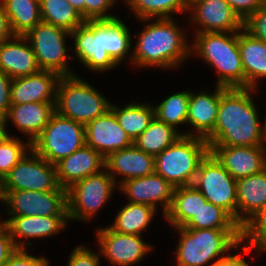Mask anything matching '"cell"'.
I'll list each match as a JSON object with an SVG mask.
<instances>
[{
	"label": "cell",
	"mask_w": 266,
	"mask_h": 266,
	"mask_svg": "<svg viewBox=\"0 0 266 266\" xmlns=\"http://www.w3.org/2000/svg\"><path fill=\"white\" fill-rule=\"evenodd\" d=\"M55 166L60 187L68 189L74 183L103 170L105 158L85 144L70 156L60 160Z\"/></svg>",
	"instance_id": "obj_22"
},
{
	"label": "cell",
	"mask_w": 266,
	"mask_h": 266,
	"mask_svg": "<svg viewBox=\"0 0 266 266\" xmlns=\"http://www.w3.org/2000/svg\"><path fill=\"white\" fill-rule=\"evenodd\" d=\"M241 245L244 254L250 253L252 248L257 252L266 251V206L241 227Z\"/></svg>",
	"instance_id": "obj_38"
},
{
	"label": "cell",
	"mask_w": 266,
	"mask_h": 266,
	"mask_svg": "<svg viewBox=\"0 0 266 266\" xmlns=\"http://www.w3.org/2000/svg\"><path fill=\"white\" fill-rule=\"evenodd\" d=\"M208 153L209 145L204 138L181 135L155 156V173L174 187L193 185L200 162Z\"/></svg>",
	"instance_id": "obj_5"
},
{
	"label": "cell",
	"mask_w": 266,
	"mask_h": 266,
	"mask_svg": "<svg viewBox=\"0 0 266 266\" xmlns=\"http://www.w3.org/2000/svg\"><path fill=\"white\" fill-rule=\"evenodd\" d=\"M156 212L152 206L127 202L109 227L115 232L142 236V232L149 226Z\"/></svg>",
	"instance_id": "obj_31"
},
{
	"label": "cell",
	"mask_w": 266,
	"mask_h": 266,
	"mask_svg": "<svg viewBox=\"0 0 266 266\" xmlns=\"http://www.w3.org/2000/svg\"><path fill=\"white\" fill-rule=\"evenodd\" d=\"M215 88L211 94L203 90L199 93L190 91L187 123L194 130L186 131L183 135L205 139L214 130L220 102V86L216 85Z\"/></svg>",
	"instance_id": "obj_24"
},
{
	"label": "cell",
	"mask_w": 266,
	"mask_h": 266,
	"mask_svg": "<svg viewBox=\"0 0 266 266\" xmlns=\"http://www.w3.org/2000/svg\"><path fill=\"white\" fill-rule=\"evenodd\" d=\"M42 22L72 32L85 23L81 14L68 0H40Z\"/></svg>",
	"instance_id": "obj_34"
},
{
	"label": "cell",
	"mask_w": 266,
	"mask_h": 266,
	"mask_svg": "<svg viewBox=\"0 0 266 266\" xmlns=\"http://www.w3.org/2000/svg\"><path fill=\"white\" fill-rule=\"evenodd\" d=\"M117 0H84V20L99 21L113 20L118 17L106 13Z\"/></svg>",
	"instance_id": "obj_40"
},
{
	"label": "cell",
	"mask_w": 266,
	"mask_h": 266,
	"mask_svg": "<svg viewBox=\"0 0 266 266\" xmlns=\"http://www.w3.org/2000/svg\"><path fill=\"white\" fill-rule=\"evenodd\" d=\"M254 91V88L220 86L215 127L205 138L209 146L266 145L264 126L260 124L259 113L252 98Z\"/></svg>",
	"instance_id": "obj_1"
},
{
	"label": "cell",
	"mask_w": 266,
	"mask_h": 266,
	"mask_svg": "<svg viewBox=\"0 0 266 266\" xmlns=\"http://www.w3.org/2000/svg\"><path fill=\"white\" fill-rule=\"evenodd\" d=\"M206 202L194 185L175 187L171 206L164 217L172 228L185 227Z\"/></svg>",
	"instance_id": "obj_28"
},
{
	"label": "cell",
	"mask_w": 266,
	"mask_h": 266,
	"mask_svg": "<svg viewBox=\"0 0 266 266\" xmlns=\"http://www.w3.org/2000/svg\"><path fill=\"white\" fill-rule=\"evenodd\" d=\"M235 180L209 152L200 162L193 185L208 202L227 211L237 222V194Z\"/></svg>",
	"instance_id": "obj_10"
},
{
	"label": "cell",
	"mask_w": 266,
	"mask_h": 266,
	"mask_svg": "<svg viewBox=\"0 0 266 266\" xmlns=\"http://www.w3.org/2000/svg\"><path fill=\"white\" fill-rule=\"evenodd\" d=\"M185 228L241 230V226L227 211L208 201Z\"/></svg>",
	"instance_id": "obj_35"
},
{
	"label": "cell",
	"mask_w": 266,
	"mask_h": 266,
	"mask_svg": "<svg viewBox=\"0 0 266 266\" xmlns=\"http://www.w3.org/2000/svg\"><path fill=\"white\" fill-rule=\"evenodd\" d=\"M5 190H4V181L3 178L0 177V201L5 205Z\"/></svg>",
	"instance_id": "obj_51"
},
{
	"label": "cell",
	"mask_w": 266,
	"mask_h": 266,
	"mask_svg": "<svg viewBox=\"0 0 266 266\" xmlns=\"http://www.w3.org/2000/svg\"><path fill=\"white\" fill-rule=\"evenodd\" d=\"M68 220V216H9L2 222L8 225L15 247L26 249L32 245L28 239L53 236L67 226ZM19 238L27 241L22 242Z\"/></svg>",
	"instance_id": "obj_20"
},
{
	"label": "cell",
	"mask_w": 266,
	"mask_h": 266,
	"mask_svg": "<svg viewBox=\"0 0 266 266\" xmlns=\"http://www.w3.org/2000/svg\"><path fill=\"white\" fill-rule=\"evenodd\" d=\"M111 103L76 74L58 82L55 111L66 118L87 124L110 110Z\"/></svg>",
	"instance_id": "obj_6"
},
{
	"label": "cell",
	"mask_w": 266,
	"mask_h": 266,
	"mask_svg": "<svg viewBox=\"0 0 266 266\" xmlns=\"http://www.w3.org/2000/svg\"><path fill=\"white\" fill-rule=\"evenodd\" d=\"M135 16L146 24L154 18H173L174 13L187 12V0H123ZM172 15V16H171Z\"/></svg>",
	"instance_id": "obj_33"
},
{
	"label": "cell",
	"mask_w": 266,
	"mask_h": 266,
	"mask_svg": "<svg viewBox=\"0 0 266 266\" xmlns=\"http://www.w3.org/2000/svg\"><path fill=\"white\" fill-rule=\"evenodd\" d=\"M118 185L106 168L67 189L68 219L87 222L110 199Z\"/></svg>",
	"instance_id": "obj_8"
},
{
	"label": "cell",
	"mask_w": 266,
	"mask_h": 266,
	"mask_svg": "<svg viewBox=\"0 0 266 266\" xmlns=\"http://www.w3.org/2000/svg\"><path fill=\"white\" fill-rule=\"evenodd\" d=\"M127 196L128 202L146 204L158 209V203L163 207V214L169 210L175 187L160 175L153 173L148 176L129 179L118 186Z\"/></svg>",
	"instance_id": "obj_18"
},
{
	"label": "cell",
	"mask_w": 266,
	"mask_h": 266,
	"mask_svg": "<svg viewBox=\"0 0 266 266\" xmlns=\"http://www.w3.org/2000/svg\"><path fill=\"white\" fill-rule=\"evenodd\" d=\"M10 230L5 222H0V266H4L11 254L16 250Z\"/></svg>",
	"instance_id": "obj_45"
},
{
	"label": "cell",
	"mask_w": 266,
	"mask_h": 266,
	"mask_svg": "<svg viewBox=\"0 0 266 266\" xmlns=\"http://www.w3.org/2000/svg\"><path fill=\"white\" fill-rule=\"evenodd\" d=\"M24 36L32 47L40 70L52 71L61 77L74 75L69 68L65 44L67 36L71 38V32L41 21Z\"/></svg>",
	"instance_id": "obj_9"
},
{
	"label": "cell",
	"mask_w": 266,
	"mask_h": 266,
	"mask_svg": "<svg viewBox=\"0 0 266 266\" xmlns=\"http://www.w3.org/2000/svg\"><path fill=\"white\" fill-rule=\"evenodd\" d=\"M84 19V0H68Z\"/></svg>",
	"instance_id": "obj_50"
},
{
	"label": "cell",
	"mask_w": 266,
	"mask_h": 266,
	"mask_svg": "<svg viewBox=\"0 0 266 266\" xmlns=\"http://www.w3.org/2000/svg\"><path fill=\"white\" fill-rule=\"evenodd\" d=\"M31 149L29 140L24 143L21 139L9 134L0 142V177L3 179L11 169L26 155Z\"/></svg>",
	"instance_id": "obj_39"
},
{
	"label": "cell",
	"mask_w": 266,
	"mask_h": 266,
	"mask_svg": "<svg viewBox=\"0 0 266 266\" xmlns=\"http://www.w3.org/2000/svg\"><path fill=\"white\" fill-rule=\"evenodd\" d=\"M174 18H154L138 34L129 60L138 67L176 69L191 55V44Z\"/></svg>",
	"instance_id": "obj_2"
},
{
	"label": "cell",
	"mask_w": 266,
	"mask_h": 266,
	"mask_svg": "<svg viewBox=\"0 0 266 266\" xmlns=\"http://www.w3.org/2000/svg\"><path fill=\"white\" fill-rule=\"evenodd\" d=\"M76 59L93 71H108L117 64L107 53V20L85 21L71 32Z\"/></svg>",
	"instance_id": "obj_12"
},
{
	"label": "cell",
	"mask_w": 266,
	"mask_h": 266,
	"mask_svg": "<svg viewBox=\"0 0 266 266\" xmlns=\"http://www.w3.org/2000/svg\"><path fill=\"white\" fill-rule=\"evenodd\" d=\"M263 126H264V130H265V133H266V117H265V121H263Z\"/></svg>",
	"instance_id": "obj_52"
},
{
	"label": "cell",
	"mask_w": 266,
	"mask_h": 266,
	"mask_svg": "<svg viewBox=\"0 0 266 266\" xmlns=\"http://www.w3.org/2000/svg\"><path fill=\"white\" fill-rule=\"evenodd\" d=\"M4 266H49L46 257H35L27 253L26 249H16Z\"/></svg>",
	"instance_id": "obj_43"
},
{
	"label": "cell",
	"mask_w": 266,
	"mask_h": 266,
	"mask_svg": "<svg viewBox=\"0 0 266 266\" xmlns=\"http://www.w3.org/2000/svg\"><path fill=\"white\" fill-rule=\"evenodd\" d=\"M229 251L225 256L221 257L213 266H249L248 262L242 258L241 254H230Z\"/></svg>",
	"instance_id": "obj_47"
},
{
	"label": "cell",
	"mask_w": 266,
	"mask_h": 266,
	"mask_svg": "<svg viewBox=\"0 0 266 266\" xmlns=\"http://www.w3.org/2000/svg\"><path fill=\"white\" fill-rule=\"evenodd\" d=\"M12 79L0 70V115L6 117L8 115L10 101V86Z\"/></svg>",
	"instance_id": "obj_46"
},
{
	"label": "cell",
	"mask_w": 266,
	"mask_h": 266,
	"mask_svg": "<svg viewBox=\"0 0 266 266\" xmlns=\"http://www.w3.org/2000/svg\"><path fill=\"white\" fill-rule=\"evenodd\" d=\"M10 216H68L67 191L5 190Z\"/></svg>",
	"instance_id": "obj_13"
},
{
	"label": "cell",
	"mask_w": 266,
	"mask_h": 266,
	"mask_svg": "<svg viewBox=\"0 0 266 266\" xmlns=\"http://www.w3.org/2000/svg\"><path fill=\"white\" fill-rule=\"evenodd\" d=\"M0 70L11 79L40 71L35 54L25 36L13 35L0 44Z\"/></svg>",
	"instance_id": "obj_23"
},
{
	"label": "cell",
	"mask_w": 266,
	"mask_h": 266,
	"mask_svg": "<svg viewBox=\"0 0 266 266\" xmlns=\"http://www.w3.org/2000/svg\"><path fill=\"white\" fill-rule=\"evenodd\" d=\"M181 135L183 134L179 130L154 117L148 128L133 141V144L145 153L156 156Z\"/></svg>",
	"instance_id": "obj_32"
},
{
	"label": "cell",
	"mask_w": 266,
	"mask_h": 266,
	"mask_svg": "<svg viewBox=\"0 0 266 266\" xmlns=\"http://www.w3.org/2000/svg\"><path fill=\"white\" fill-rule=\"evenodd\" d=\"M191 55L203 58L217 71L216 85L245 88V74L238 46V32L194 33Z\"/></svg>",
	"instance_id": "obj_3"
},
{
	"label": "cell",
	"mask_w": 266,
	"mask_h": 266,
	"mask_svg": "<svg viewBox=\"0 0 266 266\" xmlns=\"http://www.w3.org/2000/svg\"><path fill=\"white\" fill-rule=\"evenodd\" d=\"M132 35L120 18L107 20V53L119 66L131 51Z\"/></svg>",
	"instance_id": "obj_37"
},
{
	"label": "cell",
	"mask_w": 266,
	"mask_h": 266,
	"mask_svg": "<svg viewBox=\"0 0 266 266\" xmlns=\"http://www.w3.org/2000/svg\"><path fill=\"white\" fill-rule=\"evenodd\" d=\"M189 98L190 90L180 91L167 97L154 106L155 117L177 130V126L187 124Z\"/></svg>",
	"instance_id": "obj_36"
},
{
	"label": "cell",
	"mask_w": 266,
	"mask_h": 266,
	"mask_svg": "<svg viewBox=\"0 0 266 266\" xmlns=\"http://www.w3.org/2000/svg\"><path fill=\"white\" fill-rule=\"evenodd\" d=\"M105 168L119 186L129 179L155 173V156L145 153L133 144L128 148L111 153L105 159ZM116 175L124 178L117 181Z\"/></svg>",
	"instance_id": "obj_21"
},
{
	"label": "cell",
	"mask_w": 266,
	"mask_h": 266,
	"mask_svg": "<svg viewBox=\"0 0 266 266\" xmlns=\"http://www.w3.org/2000/svg\"><path fill=\"white\" fill-rule=\"evenodd\" d=\"M69 255L68 266H99L100 256L86 246H77Z\"/></svg>",
	"instance_id": "obj_42"
},
{
	"label": "cell",
	"mask_w": 266,
	"mask_h": 266,
	"mask_svg": "<svg viewBox=\"0 0 266 266\" xmlns=\"http://www.w3.org/2000/svg\"><path fill=\"white\" fill-rule=\"evenodd\" d=\"M234 12L245 22L266 0H226Z\"/></svg>",
	"instance_id": "obj_44"
},
{
	"label": "cell",
	"mask_w": 266,
	"mask_h": 266,
	"mask_svg": "<svg viewBox=\"0 0 266 266\" xmlns=\"http://www.w3.org/2000/svg\"><path fill=\"white\" fill-rule=\"evenodd\" d=\"M85 141L105 159L111 153L133 145L111 109L85 124Z\"/></svg>",
	"instance_id": "obj_17"
},
{
	"label": "cell",
	"mask_w": 266,
	"mask_h": 266,
	"mask_svg": "<svg viewBox=\"0 0 266 266\" xmlns=\"http://www.w3.org/2000/svg\"><path fill=\"white\" fill-rule=\"evenodd\" d=\"M237 223L242 227L266 206V169L237 180Z\"/></svg>",
	"instance_id": "obj_26"
},
{
	"label": "cell",
	"mask_w": 266,
	"mask_h": 266,
	"mask_svg": "<svg viewBox=\"0 0 266 266\" xmlns=\"http://www.w3.org/2000/svg\"><path fill=\"white\" fill-rule=\"evenodd\" d=\"M209 152L235 180L266 169V146H209Z\"/></svg>",
	"instance_id": "obj_16"
},
{
	"label": "cell",
	"mask_w": 266,
	"mask_h": 266,
	"mask_svg": "<svg viewBox=\"0 0 266 266\" xmlns=\"http://www.w3.org/2000/svg\"><path fill=\"white\" fill-rule=\"evenodd\" d=\"M244 29L266 43V1L244 22Z\"/></svg>",
	"instance_id": "obj_41"
},
{
	"label": "cell",
	"mask_w": 266,
	"mask_h": 266,
	"mask_svg": "<svg viewBox=\"0 0 266 266\" xmlns=\"http://www.w3.org/2000/svg\"><path fill=\"white\" fill-rule=\"evenodd\" d=\"M7 124L6 118L0 115V142L9 134Z\"/></svg>",
	"instance_id": "obj_49"
},
{
	"label": "cell",
	"mask_w": 266,
	"mask_h": 266,
	"mask_svg": "<svg viewBox=\"0 0 266 266\" xmlns=\"http://www.w3.org/2000/svg\"><path fill=\"white\" fill-rule=\"evenodd\" d=\"M175 229L180 234L175 254L177 266H207L210 263L208 266H213L230 250L241 248V230Z\"/></svg>",
	"instance_id": "obj_4"
},
{
	"label": "cell",
	"mask_w": 266,
	"mask_h": 266,
	"mask_svg": "<svg viewBox=\"0 0 266 266\" xmlns=\"http://www.w3.org/2000/svg\"><path fill=\"white\" fill-rule=\"evenodd\" d=\"M13 35H26L42 21L40 0H0Z\"/></svg>",
	"instance_id": "obj_29"
},
{
	"label": "cell",
	"mask_w": 266,
	"mask_h": 266,
	"mask_svg": "<svg viewBox=\"0 0 266 266\" xmlns=\"http://www.w3.org/2000/svg\"><path fill=\"white\" fill-rule=\"evenodd\" d=\"M110 109L114 112L121 128L132 141L141 135L155 117V108L149 103H127L124 108L111 103Z\"/></svg>",
	"instance_id": "obj_30"
},
{
	"label": "cell",
	"mask_w": 266,
	"mask_h": 266,
	"mask_svg": "<svg viewBox=\"0 0 266 266\" xmlns=\"http://www.w3.org/2000/svg\"><path fill=\"white\" fill-rule=\"evenodd\" d=\"M85 144V125L55 111L48 124L31 143V148L55 165Z\"/></svg>",
	"instance_id": "obj_7"
},
{
	"label": "cell",
	"mask_w": 266,
	"mask_h": 266,
	"mask_svg": "<svg viewBox=\"0 0 266 266\" xmlns=\"http://www.w3.org/2000/svg\"><path fill=\"white\" fill-rule=\"evenodd\" d=\"M56 102H32L24 104H11L6 122L12 121L13 125L31 143L48 124L51 115L55 112Z\"/></svg>",
	"instance_id": "obj_25"
},
{
	"label": "cell",
	"mask_w": 266,
	"mask_h": 266,
	"mask_svg": "<svg viewBox=\"0 0 266 266\" xmlns=\"http://www.w3.org/2000/svg\"><path fill=\"white\" fill-rule=\"evenodd\" d=\"M238 46L245 74V88L257 89L259 79L266 78V43L243 28L238 32Z\"/></svg>",
	"instance_id": "obj_27"
},
{
	"label": "cell",
	"mask_w": 266,
	"mask_h": 266,
	"mask_svg": "<svg viewBox=\"0 0 266 266\" xmlns=\"http://www.w3.org/2000/svg\"><path fill=\"white\" fill-rule=\"evenodd\" d=\"M188 12H193L190 22L200 27L196 33L239 32L244 28V22L226 0H192Z\"/></svg>",
	"instance_id": "obj_15"
},
{
	"label": "cell",
	"mask_w": 266,
	"mask_h": 266,
	"mask_svg": "<svg viewBox=\"0 0 266 266\" xmlns=\"http://www.w3.org/2000/svg\"><path fill=\"white\" fill-rule=\"evenodd\" d=\"M60 78L59 74L44 70L33 75L13 78L10 86L11 104L56 102Z\"/></svg>",
	"instance_id": "obj_19"
},
{
	"label": "cell",
	"mask_w": 266,
	"mask_h": 266,
	"mask_svg": "<svg viewBox=\"0 0 266 266\" xmlns=\"http://www.w3.org/2000/svg\"><path fill=\"white\" fill-rule=\"evenodd\" d=\"M12 36L13 34L9 26L7 15L2 4L0 3V44L4 43Z\"/></svg>",
	"instance_id": "obj_48"
},
{
	"label": "cell",
	"mask_w": 266,
	"mask_h": 266,
	"mask_svg": "<svg viewBox=\"0 0 266 266\" xmlns=\"http://www.w3.org/2000/svg\"><path fill=\"white\" fill-rule=\"evenodd\" d=\"M96 236L99 254L115 266L134 265L153 250L150 244L142 240V236L115 232L109 226L97 229Z\"/></svg>",
	"instance_id": "obj_14"
},
{
	"label": "cell",
	"mask_w": 266,
	"mask_h": 266,
	"mask_svg": "<svg viewBox=\"0 0 266 266\" xmlns=\"http://www.w3.org/2000/svg\"><path fill=\"white\" fill-rule=\"evenodd\" d=\"M4 190L67 191L60 187L56 166L32 148L5 176Z\"/></svg>",
	"instance_id": "obj_11"
}]
</instances>
